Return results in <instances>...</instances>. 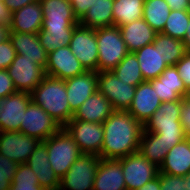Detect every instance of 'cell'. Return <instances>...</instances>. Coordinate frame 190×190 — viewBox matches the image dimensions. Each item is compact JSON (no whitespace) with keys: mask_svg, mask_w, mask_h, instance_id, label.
Returning <instances> with one entry per match:
<instances>
[{"mask_svg":"<svg viewBox=\"0 0 190 190\" xmlns=\"http://www.w3.org/2000/svg\"><path fill=\"white\" fill-rule=\"evenodd\" d=\"M139 65L142 76L145 81L156 79L168 67L163 61L158 48L154 44H149L134 52Z\"/></svg>","mask_w":190,"mask_h":190,"instance_id":"4316f807","label":"cell"},{"mask_svg":"<svg viewBox=\"0 0 190 190\" xmlns=\"http://www.w3.org/2000/svg\"><path fill=\"white\" fill-rule=\"evenodd\" d=\"M127 190H136L156 178L159 168L139 152L120 158Z\"/></svg>","mask_w":190,"mask_h":190,"instance_id":"30bf717a","label":"cell"},{"mask_svg":"<svg viewBox=\"0 0 190 190\" xmlns=\"http://www.w3.org/2000/svg\"><path fill=\"white\" fill-rule=\"evenodd\" d=\"M60 128L61 126L48 113L31 101L25 110L20 132L43 142Z\"/></svg>","mask_w":190,"mask_h":190,"instance_id":"8fae6325","label":"cell"},{"mask_svg":"<svg viewBox=\"0 0 190 190\" xmlns=\"http://www.w3.org/2000/svg\"><path fill=\"white\" fill-rule=\"evenodd\" d=\"M92 190H127L119 159H100Z\"/></svg>","mask_w":190,"mask_h":190,"instance_id":"44dd1931","label":"cell"},{"mask_svg":"<svg viewBox=\"0 0 190 190\" xmlns=\"http://www.w3.org/2000/svg\"><path fill=\"white\" fill-rule=\"evenodd\" d=\"M16 51L10 39L0 43V70L7 69L15 59Z\"/></svg>","mask_w":190,"mask_h":190,"instance_id":"74e56055","label":"cell"},{"mask_svg":"<svg viewBox=\"0 0 190 190\" xmlns=\"http://www.w3.org/2000/svg\"><path fill=\"white\" fill-rule=\"evenodd\" d=\"M144 0H114L113 26H122L143 18Z\"/></svg>","mask_w":190,"mask_h":190,"instance_id":"f546056e","label":"cell"},{"mask_svg":"<svg viewBox=\"0 0 190 190\" xmlns=\"http://www.w3.org/2000/svg\"><path fill=\"white\" fill-rule=\"evenodd\" d=\"M8 190H45L38 183L37 176L27 164H19Z\"/></svg>","mask_w":190,"mask_h":190,"instance_id":"e575fe53","label":"cell"},{"mask_svg":"<svg viewBox=\"0 0 190 190\" xmlns=\"http://www.w3.org/2000/svg\"><path fill=\"white\" fill-rule=\"evenodd\" d=\"M98 44L97 72L111 71L129 53L119 27L96 28Z\"/></svg>","mask_w":190,"mask_h":190,"instance_id":"8992f818","label":"cell"},{"mask_svg":"<svg viewBox=\"0 0 190 190\" xmlns=\"http://www.w3.org/2000/svg\"><path fill=\"white\" fill-rule=\"evenodd\" d=\"M42 22L43 11L38 0L12 13L10 32L38 34Z\"/></svg>","mask_w":190,"mask_h":190,"instance_id":"cb8c5ba5","label":"cell"},{"mask_svg":"<svg viewBox=\"0 0 190 190\" xmlns=\"http://www.w3.org/2000/svg\"><path fill=\"white\" fill-rule=\"evenodd\" d=\"M171 10H190L189 0H165Z\"/></svg>","mask_w":190,"mask_h":190,"instance_id":"f6af8a7d","label":"cell"},{"mask_svg":"<svg viewBox=\"0 0 190 190\" xmlns=\"http://www.w3.org/2000/svg\"><path fill=\"white\" fill-rule=\"evenodd\" d=\"M180 123L183 128L184 135L190 137V103L184 99L180 111Z\"/></svg>","mask_w":190,"mask_h":190,"instance_id":"60d3db41","label":"cell"},{"mask_svg":"<svg viewBox=\"0 0 190 190\" xmlns=\"http://www.w3.org/2000/svg\"><path fill=\"white\" fill-rule=\"evenodd\" d=\"M64 128L83 154H94L101 158L104 138L102 123L71 119Z\"/></svg>","mask_w":190,"mask_h":190,"instance_id":"ba28073f","label":"cell"},{"mask_svg":"<svg viewBox=\"0 0 190 190\" xmlns=\"http://www.w3.org/2000/svg\"><path fill=\"white\" fill-rule=\"evenodd\" d=\"M31 101L30 93L20 91L0 99V131H20L25 110Z\"/></svg>","mask_w":190,"mask_h":190,"instance_id":"9a60e30c","label":"cell"},{"mask_svg":"<svg viewBox=\"0 0 190 190\" xmlns=\"http://www.w3.org/2000/svg\"><path fill=\"white\" fill-rule=\"evenodd\" d=\"M100 157L82 154L60 179L59 190H92Z\"/></svg>","mask_w":190,"mask_h":190,"instance_id":"52a82bcc","label":"cell"},{"mask_svg":"<svg viewBox=\"0 0 190 190\" xmlns=\"http://www.w3.org/2000/svg\"><path fill=\"white\" fill-rule=\"evenodd\" d=\"M43 142L47 148L48 162L59 179H62L72 164L83 154L64 127Z\"/></svg>","mask_w":190,"mask_h":190,"instance_id":"5b68a950","label":"cell"},{"mask_svg":"<svg viewBox=\"0 0 190 190\" xmlns=\"http://www.w3.org/2000/svg\"><path fill=\"white\" fill-rule=\"evenodd\" d=\"M183 100L162 102L143 125V130L161 135V140L171 149L187 137L180 123V111Z\"/></svg>","mask_w":190,"mask_h":190,"instance_id":"277c9868","label":"cell"},{"mask_svg":"<svg viewBox=\"0 0 190 190\" xmlns=\"http://www.w3.org/2000/svg\"><path fill=\"white\" fill-rule=\"evenodd\" d=\"M111 71L119 78V80L124 81L128 85L137 87L140 83L145 81L134 52H129Z\"/></svg>","mask_w":190,"mask_h":190,"instance_id":"d6a6232c","label":"cell"},{"mask_svg":"<svg viewBox=\"0 0 190 190\" xmlns=\"http://www.w3.org/2000/svg\"><path fill=\"white\" fill-rule=\"evenodd\" d=\"M185 37L183 38L182 42L184 43L185 49L187 52H190V20L188 28L186 29Z\"/></svg>","mask_w":190,"mask_h":190,"instance_id":"c3c4849f","label":"cell"},{"mask_svg":"<svg viewBox=\"0 0 190 190\" xmlns=\"http://www.w3.org/2000/svg\"><path fill=\"white\" fill-rule=\"evenodd\" d=\"M38 0H4L5 5L10 9V11L13 13L22 7L31 4Z\"/></svg>","mask_w":190,"mask_h":190,"instance_id":"ee69618b","label":"cell"},{"mask_svg":"<svg viewBox=\"0 0 190 190\" xmlns=\"http://www.w3.org/2000/svg\"><path fill=\"white\" fill-rule=\"evenodd\" d=\"M102 125V159H120L138 152L143 125L128 111L115 110Z\"/></svg>","mask_w":190,"mask_h":190,"instance_id":"6da1fadb","label":"cell"},{"mask_svg":"<svg viewBox=\"0 0 190 190\" xmlns=\"http://www.w3.org/2000/svg\"><path fill=\"white\" fill-rule=\"evenodd\" d=\"M181 79L190 92V52H187L175 65Z\"/></svg>","mask_w":190,"mask_h":190,"instance_id":"f35d334b","label":"cell"},{"mask_svg":"<svg viewBox=\"0 0 190 190\" xmlns=\"http://www.w3.org/2000/svg\"><path fill=\"white\" fill-rule=\"evenodd\" d=\"M45 74L62 80L81 75L86 72L80 61L72 53L69 46L60 47L48 53Z\"/></svg>","mask_w":190,"mask_h":190,"instance_id":"2e32d148","label":"cell"},{"mask_svg":"<svg viewBox=\"0 0 190 190\" xmlns=\"http://www.w3.org/2000/svg\"><path fill=\"white\" fill-rule=\"evenodd\" d=\"M153 44L154 47L158 48L163 61L168 66H175L187 53L182 40L172 38L162 33H157Z\"/></svg>","mask_w":190,"mask_h":190,"instance_id":"4dcf8cb0","label":"cell"},{"mask_svg":"<svg viewBox=\"0 0 190 190\" xmlns=\"http://www.w3.org/2000/svg\"><path fill=\"white\" fill-rule=\"evenodd\" d=\"M9 39L16 54L35 60L36 64L45 69L48 53L41 45L38 34L10 32Z\"/></svg>","mask_w":190,"mask_h":190,"instance_id":"7402d4cb","label":"cell"},{"mask_svg":"<svg viewBox=\"0 0 190 190\" xmlns=\"http://www.w3.org/2000/svg\"><path fill=\"white\" fill-rule=\"evenodd\" d=\"M30 94L31 100L61 127H64L73 118L67 100L65 80L45 75L42 82Z\"/></svg>","mask_w":190,"mask_h":190,"instance_id":"3957f363","label":"cell"},{"mask_svg":"<svg viewBox=\"0 0 190 190\" xmlns=\"http://www.w3.org/2000/svg\"><path fill=\"white\" fill-rule=\"evenodd\" d=\"M113 3L114 0H96L79 20V25L94 29L113 26Z\"/></svg>","mask_w":190,"mask_h":190,"instance_id":"83f0119b","label":"cell"},{"mask_svg":"<svg viewBox=\"0 0 190 190\" xmlns=\"http://www.w3.org/2000/svg\"><path fill=\"white\" fill-rule=\"evenodd\" d=\"M43 11L42 30L38 32L40 43L47 53L69 46L79 20L69 0H39Z\"/></svg>","mask_w":190,"mask_h":190,"instance_id":"7a4b0ae2","label":"cell"},{"mask_svg":"<svg viewBox=\"0 0 190 190\" xmlns=\"http://www.w3.org/2000/svg\"><path fill=\"white\" fill-rule=\"evenodd\" d=\"M97 76V71H86L81 75L65 79L67 100L73 114L98 90Z\"/></svg>","mask_w":190,"mask_h":190,"instance_id":"ac0fdd59","label":"cell"},{"mask_svg":"<svg viewBox=\"0 0 190 190\" xmlns=\"http://www.w3.org/2000/svg\"><path fill=\"white\" fill-rule=\"evenodd\" d=\"M185 99L190 103V94Z\"/></svg>","mask_w":190,"mask_h":190,"instance_id":"f907efd6","label":"cell"},{"mask_svg":"<svg viewBox=\"0 0 190 190\" xmlns=\"http://www.w3.org/2000/svg\"><path fill=\"white\" fill-rule=\"evenodd\" d=\"M149 82L161 102L184 100L190 94L175 66H168L158 78Z\"/></svg>","mask_w":190,"mask_h":190,"instance_id":"e0dca14e","label":"cell"},{"mask_svg":"<svg viewBox=\"0 0 190 190\" xmlns=\"http://www.w3.org/2000/svg\"><path fill=\"white\" fill-rule=\"evenodd\" d=\"M10 26L0 23V43L9 39Z\"/></svg>","mask_w":190,"mask_h":190,"instance_id":"7dc6e473","label":"cell"},{"mask_svg":"<svg viewBox=\"0 0 190 190\" xmlns=\"http://www.w3.org/2000/svg\"><path fill=\"white\" fill-rule=\"evenodd\" d=\"M26 164L34 171L41 187L45 190H59L60 179L48 162L47 148L44 142L37 145Z\"/></svg>","mask_w":190,"mask_h":190,"instance_id":"ffe728a7","label":"cell"},{"mask_svg":"<svg viewBox=\"0 0 190 190\" xmlns=\"http://www.w3.org/2000/svg\"><path fill=\"white\" fill-rule=\"evenodd\" d=\"M40 142L20 131H2L0 133V154L18 164H26Z\"/></svg>","mask_w":190,"mask_h":190,"instance_id":"5bb4252c","label":"cell"},{"mask_svg":"<svg viewBox=\"0 0 190 190\" xmlns=\"http://www.w3.org/2000/svg\"><path fill=\"white\" fill-rule=\"evenodd\" d=\"M161 104L162 102L152 84L149 81H144L136 87L128 112L144 125Z\"/></svg>","mask_w":190,"mask_h":190,"instance_id":"d6986e66","label":"cell"},{"mask_svg":"<svg viewBox=\"0 0 190 190\" xmlns=\"http://www.w3.org/2000/svg\"><path fill=\"white\" fill-rule=\"evenodd\" d=\"M136 190H161L160 188V172L158 173V176L151 181L144 184L141 188H138Z\"/></svg>","mask_w":190,"mask_h":190,"instance_id":"bcb514c9","label":"cell"},{"mask_svg":"<svg viewBox=\"0 0 190 190\" xmlns=\"http://www.w3.org/2000/svg\"><path fill=\"white\" fill-rule=\"evenodd\" d=\"M97 87L110 101L114 110L128 111L133 102L136 86L119 80L112 71H101L98 72Z\"/></svg>","mask_w":190,"mask_h":190,"instance_id":"9c48e42d","label":"cell"},{"mask_svg":"<svg viewBox=\"0 0 190 190\" xmlns=\"http://www.w3.org/2000/svg\"><path fill=\"white\" fill-rule=\"evenodd\" d=\"M114 111L110 101L97 90L75 111L72 119L103 123Z\"/></svg>","mask_w":190,"mask_h":190,"instance_id":"603a6c76","label":"cell"},{"mask_svg":"<svg viewBox=\"0 0 190 190\" xmlns=\"http://www.w3.org/2000/svg\"><path fill=\"white\" fill-rule=\"evenodd\" d=\"M171 8L165 0H144L143 19L157 32L161 33Z\"/></svg>","mask_w":190,"mask_h":190,"instance_id":"1f68e13d","label":"cell"},{"mask_svg":"<svg viewBox=\"0 0 190 190\" xmlns=\"http://www.w3.org/2000/svg\"><path fill=\"white\" fill-rule=\"evenodd\" d=\"M73 8V12L78 20L90 9L96 0H69Z\"/></svg>","mask_w":190,"mask_h":190,"instance_id":"b9f144b4","label":"cell"},{"mask_svg":"<svg viewBox=\"0 0 190 190\" xmlns=\"http://www.w3.org/2000/svg\"><path fill=\"white\" fill-rule=\"evenodd\" d=\"M160 188L161 190H189V179L160 173Z\"/></svg>","mask_w":190,"mask_h":190,"instance_id":"8d00e7d4","label":"cell"},{"mask_svg":"<svg viewBox=\"0 0 190 190\" xmlns=\"http://www.w3.org/2000/svg\"><path fill=\"white\" fill-rule=\"evenodd\" d=\"M128 52H135L152 44L157 32L142 18L129 24L119 26Z\"/></svg>","mask_w":190,"mask_h":190,"instance_id":"d4e9b609","label":"cell"},{"mask_svg":"<svg viewBox=\"0 0 190 190\" xmlns=\"http://www.w3.org/2000/svg\"><path fill=\"white\" fill-rule=\"evenodd\" d=\"M16 91L31 93L43 80L45 70L25 56L16 54L15 59L7 68Z\"/></svg>","mask_w":190,"mask_h":190,"instance_id":"4fadbf2b","label":"cell"},{"mask_svg":"<svg viewBox=\"0 0 190 190\" xmlns=\"http://www.w3.org/2000/svg\"><path fill=\"white\" fill-rule=\"evenodd\" d=\"M185 177L189 179V190H190V172Z\"/></svg>","mask_w":190,"mask_h":190,"instance_id":"681fc988","label":"cell"},{"mask_svg":"<svg viewBox=\"0 0 190 190\" xmlns=\"http://www.w3.org/2000/svg\"><path fill=\"white\" fill-rule=\"evenodd\" d=\"M159 172L183 177L190 172V138L169 149Z\"/></svg>","mask_w":190,"mask_h":190,"instance_id":"484cf974","label":"cell"},{"mask_svg":"<svg viewBox=\"0 0 190 190\" xmlns=\"http://www.w3.org/2000/svg\"><path fill=\"white\" fill-rule=\"evenodd\" d=\"M69 47L86 71H97L98 44L94 28L78 25L74 29Z\"/></svg>","mask_w":190,"mask_h":190,"instance_id":"7c38bea8","label":"cell"},{"mask_svg":"<svg viewBox=\"0 0 190 190\" xmlns=\"http://www.w3.org/2000/svg\"><path fill=\"white\" fill-rule=\"evenodd\" d=\"M16 92L13 80L9 76L8 70H0V99Z\"/></svg>","mask_w":190,"mask_h":190,"instance_id":"ab89813d","label":"cell"},{"mask_svg":"<svg viewBox=\"0 0 190 190\" xmlns=\"http://www.w3.org/2000/svg\"><path fill=\"white\" fill-rule=\"evenodd\" d=\"M168 151L169 146L161 140V135L142 131L138 152L143 157L160 168Z\"/></svg>","mask_w":190,"mask_h":190,"instance_id":"f1b7e54d","label":"cell"},{"mask_svg":"<svg viewBox=\"0 0 190 190\" xmlns=\"http://www.w3.org/2000/svg\"><path fill=\"white\" fill-rule=\"evenodd\" d=\"M18 163L0 154V190H8L12 184Z\"/></svg>","mask_w":190,"mask_h":190,"instance_id":"d590c367","label":"cell"},{"mask_svg":"<svg viewBox=\"0 0 190 190\" xmlns=\"http://www.w3.org/2000/svg\"><path fill=\"white\" fill-rule=\"evenodd\" d=\"M0 23L10 26L12 23V12L5 5L4 1L0 0Z\"/></svg>","mask_w":190,"mask_h":190,"instance_id":"7bdbcfd3","label":"cell"},{"mask_svg":"<svg viewBox=\"0 0 190 190\" xmlns=\"http://www.w3.org/2000/svg\"><path fill=\"white\" fill-rule=\"evenodd\" d=\"M190 20V10H171L163 31L164 35L183 40Z\"/></svg>","mask_w":190,"mask_h":190,"instance_id":"836d02e7","label":"cell"}]
</instances>
